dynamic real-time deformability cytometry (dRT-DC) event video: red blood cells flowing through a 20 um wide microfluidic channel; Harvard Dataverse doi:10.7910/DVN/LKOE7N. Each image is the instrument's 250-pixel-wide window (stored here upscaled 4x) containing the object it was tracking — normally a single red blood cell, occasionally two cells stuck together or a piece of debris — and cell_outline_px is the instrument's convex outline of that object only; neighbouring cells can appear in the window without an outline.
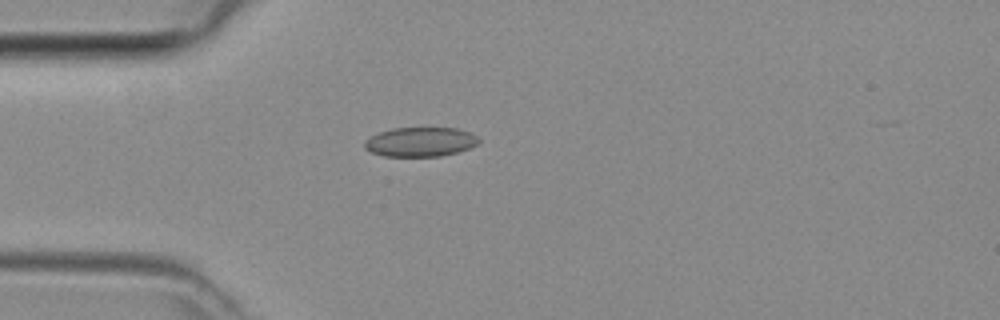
{"species": "common noctule bat (a hibernating species)", "species_latin": "Nyctalus noctula", "temperature_condition": "room temperature", "stored_images_in_passage": 30, "camera_frame_rate_fps": 3000, "um_per_image_px": 0.085, "animal": {"sex": "female", "body_mass_g": 29.2, "forearm_length_mm": 56.3}, "frame": {"image": 1, "passage_image": 6, "time_ms": 1.667, "image_size_px": [1000, 320], "cell_outline_px": [[480, 140], [476, 144], [468, 148], [456, 152], [440, 156], [384, 156], [372, 152], [364, 148], [364, 140], [380, 132], [392, 128], [456, 128], [468, 132], [476, 136]], "centroid_in_image_um": [35.7, 12.06], "position_along_channel_um": 49.3, "area_um2": 19.31}}
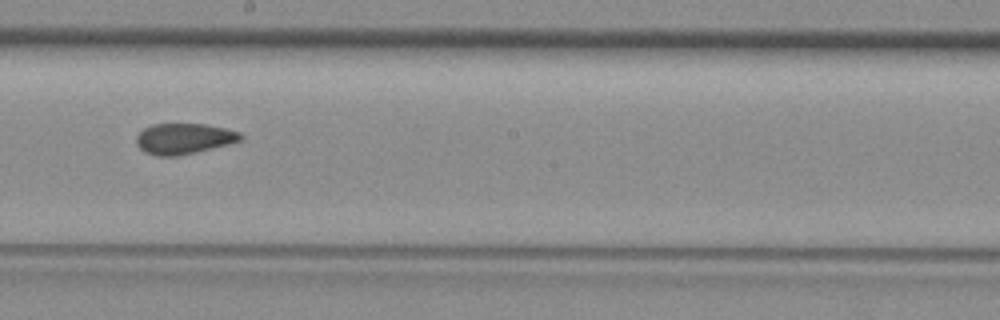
{"frame": {"image": 2, "passage_image": 19, "time_ms": 6.0, "image_size_px": [1000, 320], "cell_outline_px": [[244, 140], [196, 152], [176, 156], [156, 156], [144, 152], [136, 144], [136, 136], [144, 128], [152, 124], [204, 124], [224, 128], [240, 132], [244, 136]], "centroid_in_image_um": [15.63, 11.79], "position_along_channel_um": 232.6, "area_um2": 18.73}}
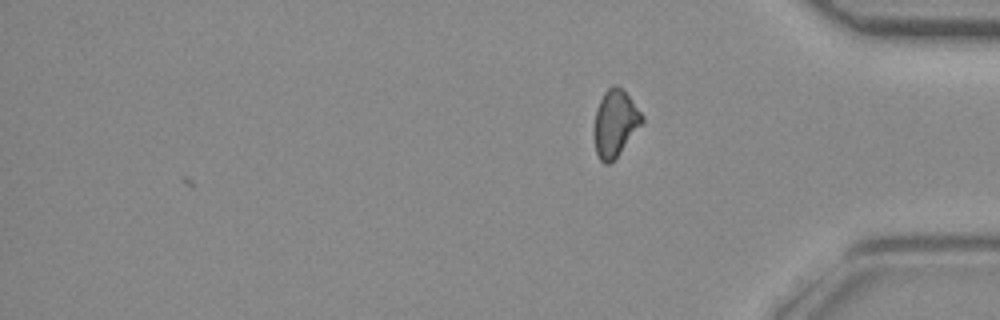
{"frame": {"image": 3, "passage_image": 30, "time_ms": 9.667, "image_size_px": [1000, 320], "cell_outline_px": [[644, 120], [616, 156], [608, 164], [604, 164], [600, 160], [596, 152], [596, 108], [604, 92], [612, 84], [616, 84], [628, 96], [644, 116]], "centroid_in_image_um": [52.29, 10.43], "position_along_channel_um": 382.9, "area_um2": 17.74}}